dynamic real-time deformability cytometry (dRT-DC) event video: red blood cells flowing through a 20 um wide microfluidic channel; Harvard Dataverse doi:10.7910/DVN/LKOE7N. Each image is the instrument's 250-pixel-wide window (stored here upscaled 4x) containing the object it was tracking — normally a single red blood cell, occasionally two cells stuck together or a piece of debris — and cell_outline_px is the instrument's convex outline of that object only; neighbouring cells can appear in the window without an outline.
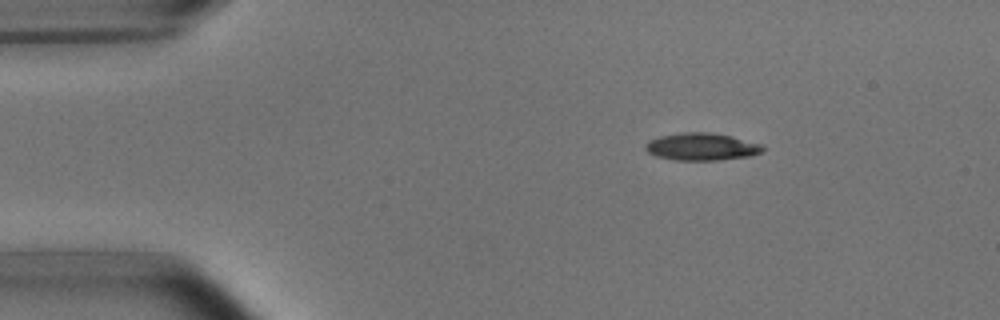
{"species": "common noctule bat (a hibernating species)", "species_latin": "Nyctalus noctula", "temperature_condition": "room temperature", "stored_images_in_passage": 3, "camera_frame_rate_fps": 3000, "um_per_image_px": 0.085, "animal": {"sex": "male", "body_mass_g": 15.6}, "frame": {"image": 1, "passage_image": 1, "time_ms": 0.0, "image_size_px": [1000, 320], "cell_outline_px": [[764, 148], [760, 152], [748, 156], [716, 160], [676, 160], [656, 156], [648, 152], [644, 148], [644, 144], [648, 140], [660, 136], [684, 132], [708, 132], [732, 136], [760, 144]], "centroid_in_image_um": [59.57, 12.46], "position_along_channel_um": 25.4, "area_um2": 18.55}}